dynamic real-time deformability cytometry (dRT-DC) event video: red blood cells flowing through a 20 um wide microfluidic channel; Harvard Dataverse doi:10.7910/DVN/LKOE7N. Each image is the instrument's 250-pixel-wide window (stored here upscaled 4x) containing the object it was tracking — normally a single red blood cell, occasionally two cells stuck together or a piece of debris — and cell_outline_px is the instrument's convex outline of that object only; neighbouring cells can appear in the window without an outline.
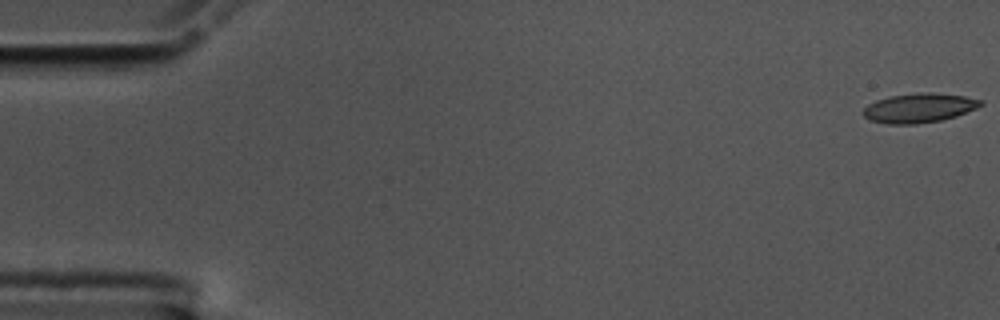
{"species": "common noctule bat (a hibernating species)", "species_latin": "Nyctalus noctula", "temperature_condition": "cold", "stored_images_in_passage": 18, "camera_frame_rate_fps": 3000, "um_per_image_px": 0.085, "animal": {"sex": "male", "body_mass_g": 17.5, "forearm_length_mm": 52.3}, "frame": {"image": 1, "passage_image": 1, "time_ms": 0.0, "image_size_px": [1000, 320], "cell_outline_px": [[984, 104], [976, 108], [956, 116], [940, 120], [916, 124], [888, 124], [872, 120], [864, 116], [860, 112], [868, 104], [876, 100], [888, 96], [920, 92], [928, 92], [964, 96], [984, 100]], "centroid_in_image_um": [78.11, 9.17], "position_along_channel_um": 6.9, "area_um2": 20.11}}
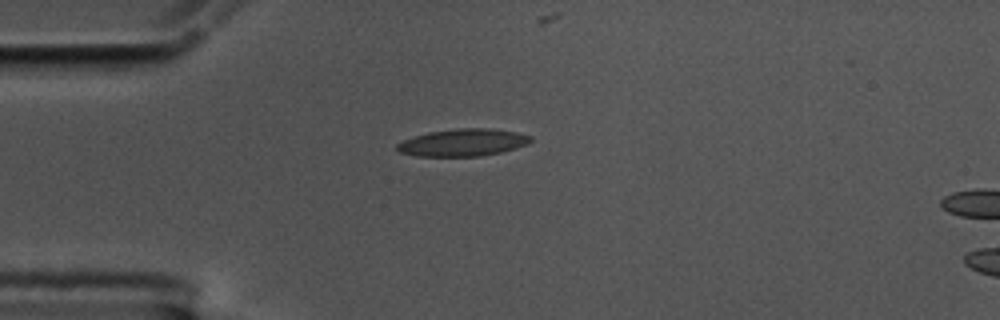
{"frame": {"image": 2, "passage_image": 15, "time_ms": 4.667, "image_size_px": [1000, 320], "cell_outline_px": [[532, 140], [528, 144], [516, 148], [500, 152], [480, 156], [416, 156], [400, 152], [396, 148], [396, 144], [404, 140], [428, 132], [460, 128], [488, 128], [516, 132], [532, 136]], "centroid_in_image_um": [39.37, 12.11], "position_along_channel_um": 45.6, "area_um2": 21.1}}